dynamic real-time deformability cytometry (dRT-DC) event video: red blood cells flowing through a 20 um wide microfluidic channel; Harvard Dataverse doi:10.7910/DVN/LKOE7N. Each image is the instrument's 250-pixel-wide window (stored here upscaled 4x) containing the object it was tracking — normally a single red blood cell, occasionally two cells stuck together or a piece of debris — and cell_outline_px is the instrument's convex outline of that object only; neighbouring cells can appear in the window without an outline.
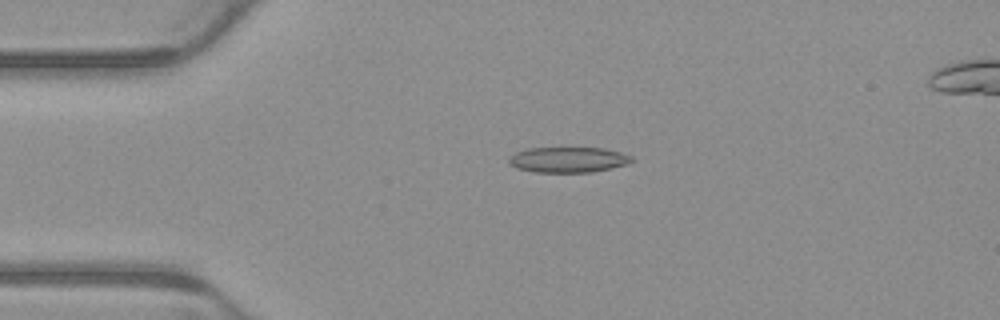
{"species": "common noctule bat (a hibernating species)", "species_latin": "Nyctalus noctula", "temperature_condition": "warm", "stored_images_in_passage": 6, "camera_frame_rate_fps": 3000, "um_per_image_px": 0.085, "animal": {"sex": "male", "body_mass_g": 23.1, "forearm_length_mm": 52.7}, "frame": {"image": 1, "passage_image": 4, "time_ms": 1.0, "image_size_px": [1000, 320], "cell_outline_px": [[636, 160], [628, 164], [592, 172], [536, 172], [516, 168], [508, 164], [508, 156], [516, 152], [528, 148], [604, 148], [620, 152], [632, 156]], "centroid_in_image_um": [48.29, 13.57], "position_along_channel_um": 36.7, "area_um2": 18.38}}